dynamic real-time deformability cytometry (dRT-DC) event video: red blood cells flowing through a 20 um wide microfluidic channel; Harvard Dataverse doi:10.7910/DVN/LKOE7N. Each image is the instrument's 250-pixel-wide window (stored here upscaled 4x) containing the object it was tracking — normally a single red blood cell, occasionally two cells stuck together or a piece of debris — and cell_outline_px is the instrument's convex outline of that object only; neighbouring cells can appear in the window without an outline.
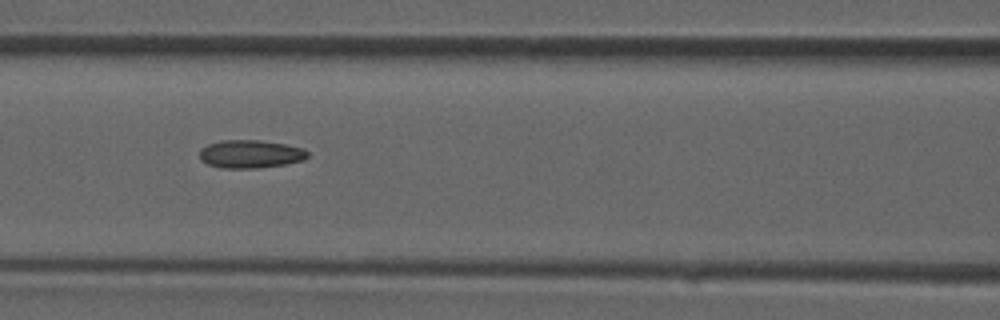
{"species": "common noctule bat (a hibernating species)", "species_latin": "Nyctalus noctula", "temperature_condition": "room temperature", "stored_images_in_passage": 41, "camera_frame_rate_fps": 3000, "um_per_image_px": 0.085, "animal": {"sex": "male", "forearm_length_mm": 52.5}, "frame": {"image": 1, "passage_image": 18, "time_ms": 5.667, "image_size_px": [1000, 320], "cell_outline_px": [[308, 156], [304, 160], [284, 164], [260, 168], [220, 168], [208, 164], [200, 160], [200, 148], [208, 144], [220, 140], [260, 140], [284, 144], [304, 148], [308, 152]], "centroid_in_image_um": [21.27, 13.09], "position_along_channel_um": 145.3, "area_um2": 17.8}}